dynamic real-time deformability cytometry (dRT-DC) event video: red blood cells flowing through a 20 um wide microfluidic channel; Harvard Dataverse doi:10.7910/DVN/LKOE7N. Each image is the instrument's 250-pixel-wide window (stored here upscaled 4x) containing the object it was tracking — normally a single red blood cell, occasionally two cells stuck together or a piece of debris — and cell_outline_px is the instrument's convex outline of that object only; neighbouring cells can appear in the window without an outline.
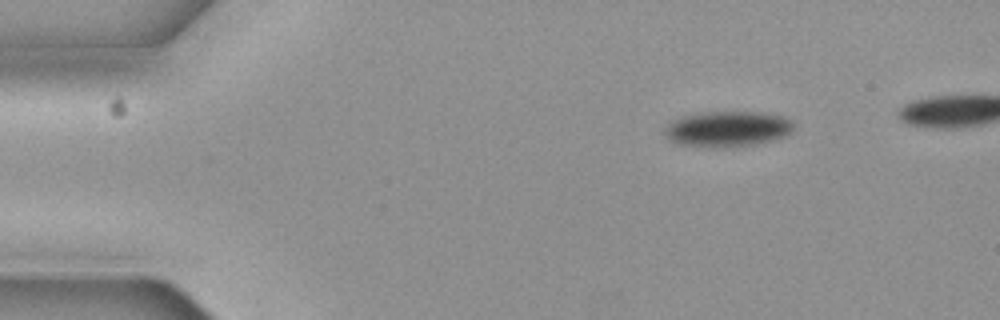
{"species": "common noctule bat (a hibernating species)", "species_latin": "Nyctalus noctula", "temperature_condition": "cold", "stored_images_in_passage": 5, "segment_of_instrument_passage": [2, 2], "camera_frame_rate_fps": 3000, "um_per_image_px": 0.085, "animal": {"sex": "female", "body_mass_g": 19.3, "forearm_length_mm": 54.1}, "frame": {"image": 1, "passage_image": 5, "time_ms": 1.333, "image_size_px": [1000, 320], "cell_outline_px": [[792, 132], [784, 136], [772, 140], [752, 144], [712, 148], [680, 144], [672, 140], [664, 132], [668, 124], [680, 116], [704, 112], [756, 112], [784, 116], [792, 124]], "centroid_in_image_um": [61.82, 10.95], "position_along_channel_um": 23.2, "area_um2": 26.3}}